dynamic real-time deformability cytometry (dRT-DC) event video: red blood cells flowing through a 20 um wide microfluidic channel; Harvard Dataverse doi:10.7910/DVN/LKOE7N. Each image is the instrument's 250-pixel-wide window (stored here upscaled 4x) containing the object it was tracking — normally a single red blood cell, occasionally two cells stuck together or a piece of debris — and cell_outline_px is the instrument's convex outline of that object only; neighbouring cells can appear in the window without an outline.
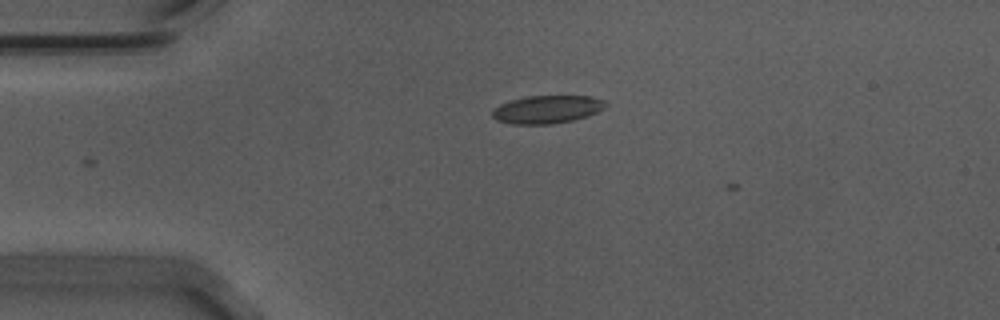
{"species": "Egyptian fruit bat (a non-hibernating species)", "species_latin": "Rousettus aegyptiacus", "temperature_condition": "warm", "stored_images_in_passage": 2, "camera_frame_rate_fps": 3000, "um_per_image_px": 0.085, "animal": {"sex": "male"}, "frame": {"image": 1, "passage_image": 1, "time_ms": 0.0, "image_size_px": [1000, 320], "cell_outline_px": [[608, 104], [604, 108], [588, 116], [572, 120], [552, 124], [512, 124], [496, 120], [492, 116], [492, 108], [508, 100], [524, 96], [592, 96], [604, 100]], "centroid_in_image_um": [46.47, 9.29], "position_along_channel_um": 38.5, "area_um2": 18.67}}